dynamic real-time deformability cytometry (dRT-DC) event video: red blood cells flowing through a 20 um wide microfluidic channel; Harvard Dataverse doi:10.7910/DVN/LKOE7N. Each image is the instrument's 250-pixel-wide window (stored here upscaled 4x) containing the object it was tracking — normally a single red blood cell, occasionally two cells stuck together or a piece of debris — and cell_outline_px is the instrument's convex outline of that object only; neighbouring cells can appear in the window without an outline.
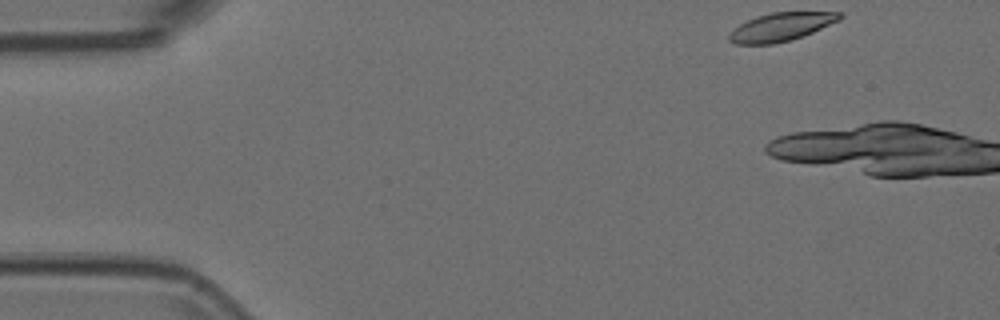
{"species": "Egyptian fruit bat (a non-hibernating species)", "species_latin": "Rousettus aegyptiacus", "temperature_condition": "room temperature", "stored_images_in_passage": 7, "camera_frame_rate_fps": 3000, "um_per_image_px": 0.085, "animal": {"sex": "female"}, "frame": {"image": 1, "passage_image": 1, "time_ms": 0.0, "image_size_px": [1000, 320], "cell_outline_px": [[844, 16], [840, 20], [812, 32], [792, 40], [772, 44], [736, 44], [728, 40], [728, 32], [732, 28], [756, 16], [772, 12], [844, 12]], "centroid_in_image_um": [66.37, 2.28], "position_along_channel_um": 18.6, "area_um2": 18.38}}